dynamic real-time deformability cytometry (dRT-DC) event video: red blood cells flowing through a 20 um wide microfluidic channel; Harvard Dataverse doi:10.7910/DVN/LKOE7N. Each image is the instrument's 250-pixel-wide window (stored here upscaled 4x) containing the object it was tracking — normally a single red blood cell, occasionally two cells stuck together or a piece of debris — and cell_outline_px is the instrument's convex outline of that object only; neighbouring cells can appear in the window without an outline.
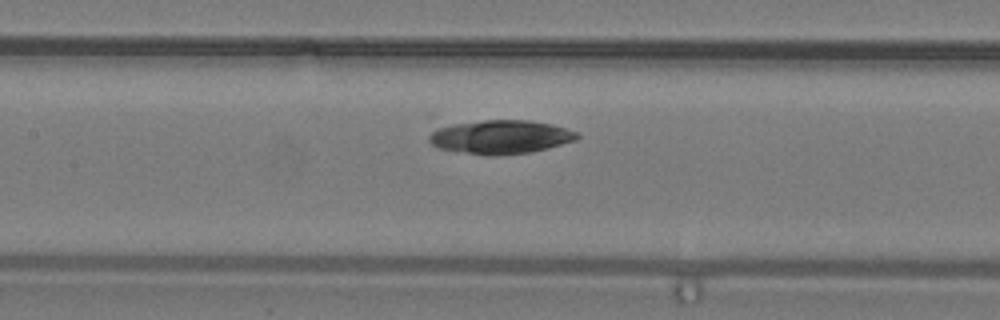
{"species": "common noctule bat (a hibernating species)", "species_latin": "Nyctalus noctula", "temperature_condition": "warm", "stored_images_in_passage": 7, "camera_frame_rate_fps": 3000, "um_per_image_px": 0.085, "animal": {"sex": "male", "body_mass_g": 19.2, "forearm_length_mm": 51.8}, "frame": {"image": 1, "passage_image": 7, "time_ms": 2.0, "image_size_px": [1000, 320], "cell_outline_px": [[580, 136], [576, 140], [548, 148], [528, 152], [500, 156], [488, 156], [436, 148], [428, 140], [428, 136], [432, 132], [440, 128], [456, 124], [484, 120], [528, 120], [552, 124], [576, 132]], "centroid_in_image_um": [42.55, 11.65], "position_along_channel_um": 164.8, "area_um2": 28.9}}